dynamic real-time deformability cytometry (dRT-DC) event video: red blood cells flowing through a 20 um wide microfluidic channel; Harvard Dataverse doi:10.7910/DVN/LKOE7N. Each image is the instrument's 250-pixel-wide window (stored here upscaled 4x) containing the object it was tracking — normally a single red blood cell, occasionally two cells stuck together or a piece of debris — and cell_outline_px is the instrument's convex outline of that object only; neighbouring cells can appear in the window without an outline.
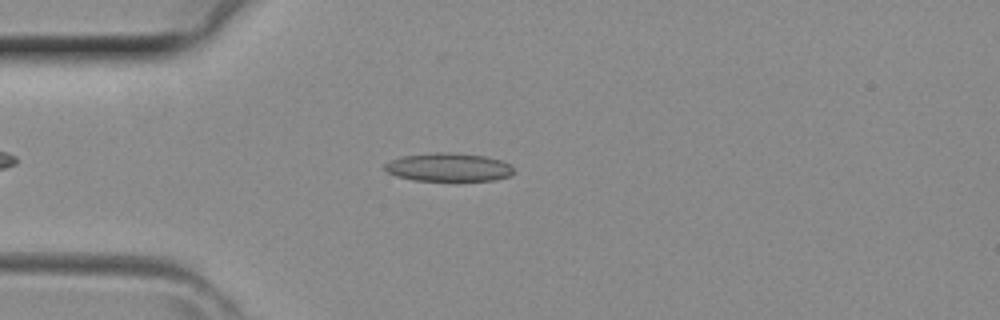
{"species": "common noctule bat (a hibernating species)", "species_latin": "Nyctalus noctula", "temperature_condition": "room temperature", "stored_images_in_passage": 38, "camera_frame_rate_fps": 3000, "um_per_image_px": 0.085, "animal": {"sex": "female", "body_mass_g": 29.2, "forearm_length_mm": 56.3}, "frame": {"image": 1, "passage_image": 7, "time_ms": 2.0, "image_size_px": [1000, 320], "cell_outline_px": [[512, 172], [508, 176], [492, 180], [412, 180], [396, 176], [388, 172], [384, 168], [384, 164], [392, 160], [404, 156], [436, 152], [452, 152], [484, 156], [500, 160], [508, 164], [512, 168]], "centroid_in_image_um": [38.08, 14.21], "position_along_channel_um": 46.9, "area_um2": 20.92}}
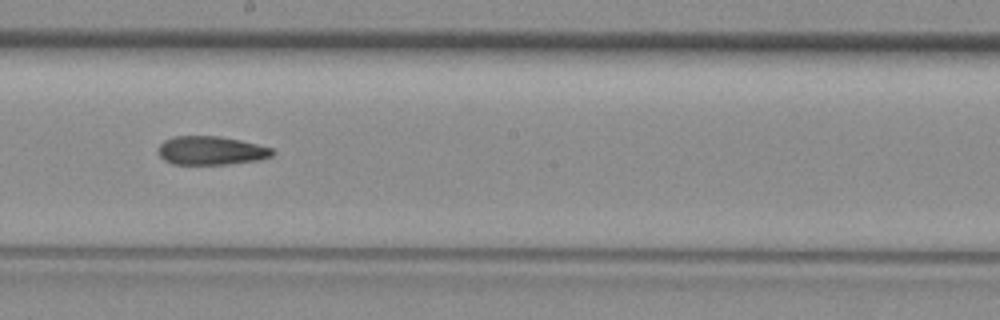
{"frame": {"image": 2, "passage_image": 19, "time_ms": 6.0, "image_size_px": [1000, 320], "cell_outline_px": [[276, 152], [272, 156], [256, 160], [224, 164], [172, 164], [164, 160], [160, 156], [160, 144], [164, 140], [172, 136], [220, 136], [240, 140], [272, 148]], "centroid_in_image_um": [17.93, 12.79], "position_along_channel_um": 230.3, "area_um2": 18.9}}
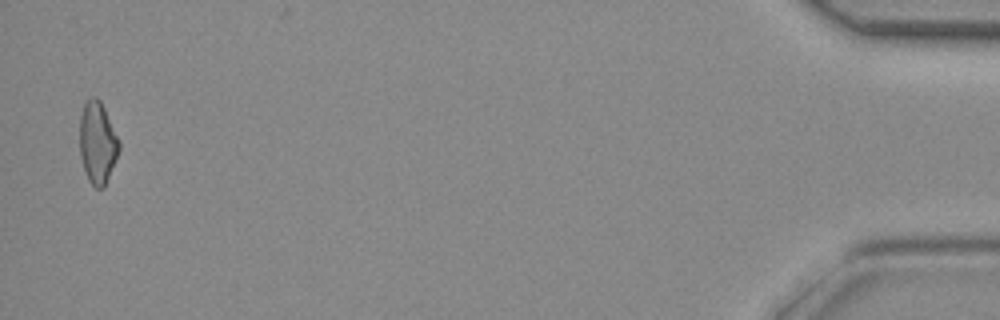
{"frame": {"image": 3, "passage_image": 37, "time_ms": 12.0, "image_size_px": [1000, 320], "cell_outline_px": [[120, 148], [104, 188], [96, 188], [88, 180], [80, 156], [80, 116], [84, 104], [92, 96], [96, 96], [100, 100], [120, 140]], "centroid_in_image_um": [8.29, 12.12], "position_along_channel_um": 426.9, "area_um2": 18.73}}